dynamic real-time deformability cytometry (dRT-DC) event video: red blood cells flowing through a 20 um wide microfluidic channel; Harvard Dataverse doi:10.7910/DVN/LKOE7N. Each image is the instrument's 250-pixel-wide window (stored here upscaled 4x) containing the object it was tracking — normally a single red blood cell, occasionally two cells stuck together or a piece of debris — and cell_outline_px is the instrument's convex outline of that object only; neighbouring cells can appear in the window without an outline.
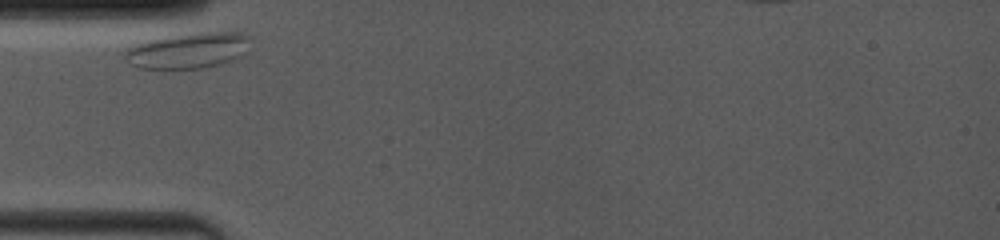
{"species": "common noctule bat (a hibernating species)", "species_latin": "Nyctalus noctula", "temperature_condition": "room temperature", "stored_images_in_passage": 18, "segment_of_instrument_passage": [1, 2], "camera_frame_rate_fps": 4000, "um_per_image_px": 0.085, "animal": {"sex": "female", "body_mass_g": 19.0, "forearm_length_mm": 53.3}, "frame": {"image": 1, "passage_image": 1, "time_ms": 0.0, "image_size_px": [1000, 240], "cell_outline_px": [[252, 36], [248, 52], [232, 60], [220, 64], [204, 68], [136, 68], [128, 64], [124, 60], [120, 52], [132, 44], [144, 40], [168, 36], [200, 32], [240, 32]], "centroid_in_image_um": [15.94, 4.28], "position_along_channel_um": 69.1, "area_um2": 26.93}}
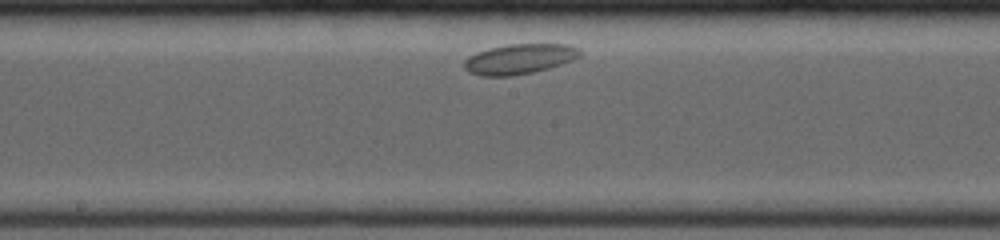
{"frame": {"image": 2, "passage_image": 9, "time_ms": 4.0, "image_size_px": [1000, 240], "cell_outline_px": [[580, 56], [572, 60], [548, 68], [532, 72], [512, 76], [480, 76], [468, 72], [464, 68], [464, 60], [468, 56], [476, 52], [488, 48], [508, 44], [568, 44], [576, 48], [580, 52]], "centroid_in_image_um": [44.08, 5.01], "position_along_channel_um": 204.1, "area_um2": 20.29}}
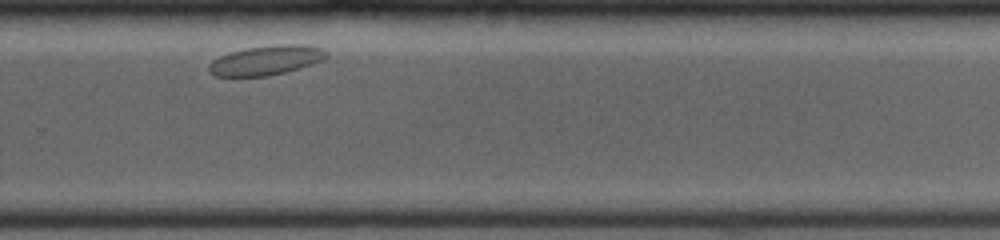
{"frame": {"image": 3, "passage_image": 16, "time_ms": 7.0, "image_size_px": [1000, 240], "cell_outline_px": [[328, 56], [324, 60], [284, 72], [268, 76], [216, 76], [208, 68], [208, 64], [212, 60], [228, 52], [248, 48], [272, 44], [300, 44], [320, 48], [328, 52]], "centroid_in_image_um": [22.62, 5.11], "position_along_channel_um": 307.2, "area_um2": 20.11}}